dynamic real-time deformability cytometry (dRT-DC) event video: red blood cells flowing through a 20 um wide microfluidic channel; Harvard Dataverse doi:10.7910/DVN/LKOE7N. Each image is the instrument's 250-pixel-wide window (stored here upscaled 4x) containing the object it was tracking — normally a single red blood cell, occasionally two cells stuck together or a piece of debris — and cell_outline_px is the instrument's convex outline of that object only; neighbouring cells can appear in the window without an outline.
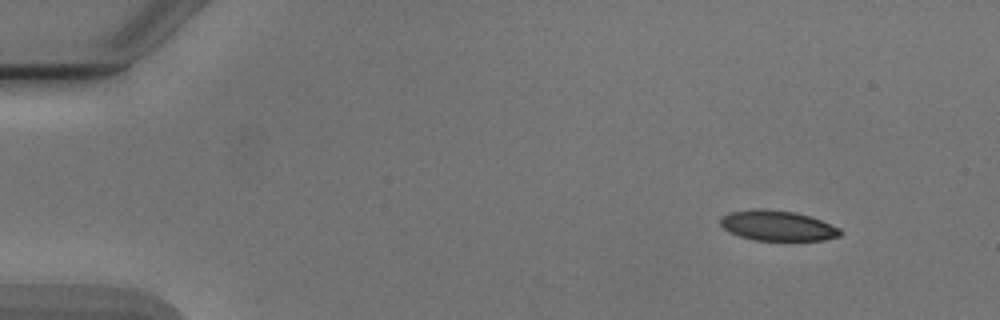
{"species": "Egyptian fruit bat (a non-hibernating species)", "species_latin": "Rousettus aegyptiacus", "temperature_condition": "cold", "stored_images_in_passage": 4, "camera_frame_rate_fps": 3000, "um_per_image_px": 0.085, "animal": {"sex": "male"}, "frame": {"image": 1, "passage_image": 1, "time_ms": 0.0, "image_size_px": [1000, 320], "cell_outline_px": [[844, 232], [840, 236], [824, 240], [752, 240], [728, 232], [720, 224], [720, 220], [724, 216], [732, 212], [760, 208], [764, 208], [796, 212], [820, 220], [840, 228]], "centroid_in_image_um": [66.11, 19.19], "position_along_channel_um": 18.9, "area_um2": 21.04}}
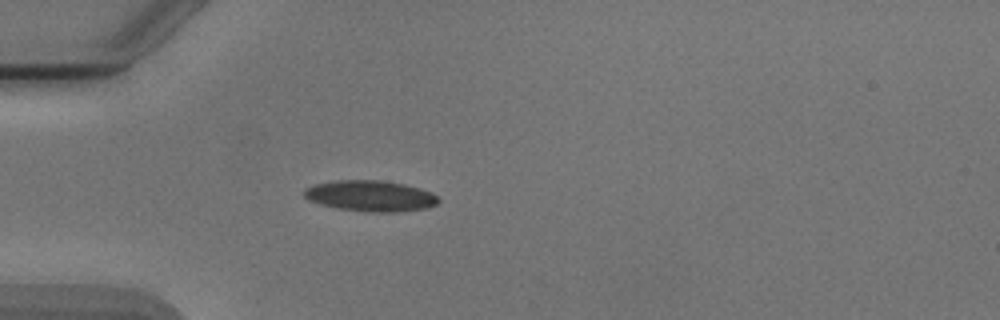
{"frame": {"image": 2, "passage_image": 4, "time_ms": 3.333, "image_size_px": [1000, 320], "cell_outline_px": [[440, 200], [436, 204], [428, 208], [400, 212], [368, 212], [336, 208], [320, 204], [308, 200], [304, 196], [304, 188], [316, 184], [336, 180], [380, 180], [404, 184], [420, 188], [432, 192]], "centroid_in_image_um": [31.5, 16.66], "position_along_channel_um": 53.5, "area_um2": 24.33}}